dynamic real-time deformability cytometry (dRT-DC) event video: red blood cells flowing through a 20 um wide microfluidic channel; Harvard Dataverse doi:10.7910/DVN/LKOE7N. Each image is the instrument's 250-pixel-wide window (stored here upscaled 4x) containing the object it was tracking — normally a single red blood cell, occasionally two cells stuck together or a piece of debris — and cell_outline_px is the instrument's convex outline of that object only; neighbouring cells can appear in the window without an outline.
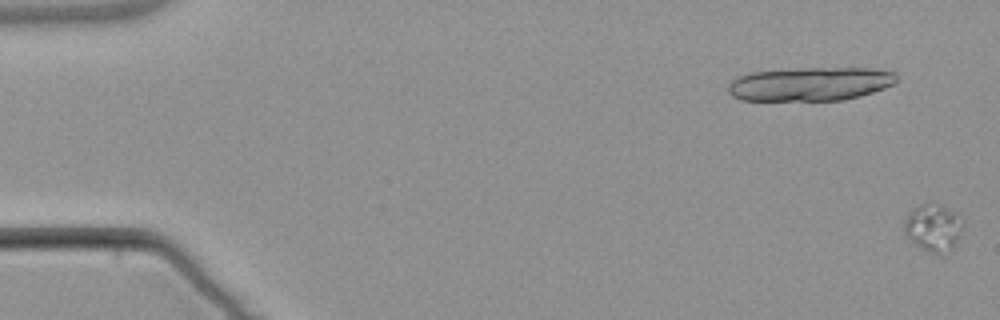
{"species": "common noctule bat (a hibernating species)", "species_latin": "Nyctalus noctula", "temperature_condition": "warm", "stored_images_in_passage": 5, "camera_frame_rate_fps": 3000, "um_per_image_px": 0.085, "animal": {"sex": "male", "body_mass_g": 21.5, "forearm_length_mm": 52.0}, "frame": {"image": 1, "passage_image": 1, "time_ms": 0.0, "image_size_px": [1000, 320], "cell_outline_px": [[964, 220], [956, 244], [944, 256], [932, 252], [916, 244], [904, 232], [904, 220], [908, 212], [912, 208], [920, 204], [940, 204], [956, 212]], "centroid_in_image_um": [79.35, 19.33], "position_along_channel_um": 5.6, "area_um2": 16.18}}
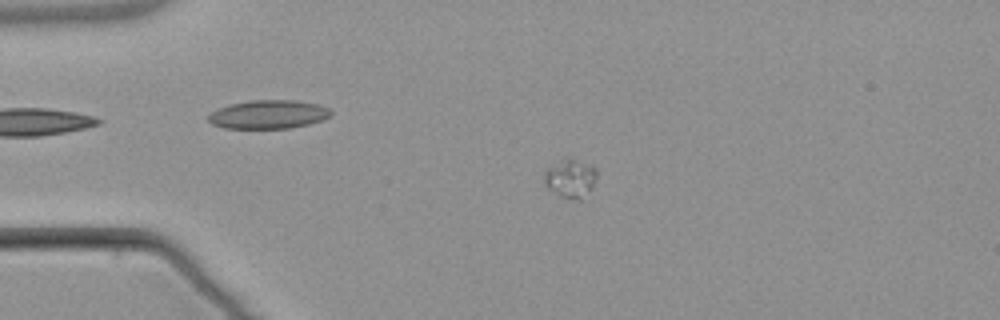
{"frame": {"image": 2, "passage_image": 4, "time_ms": 4.333, "image_size_px": [1000, 320], "cell_outline_px": [[596, 176], [592, 184], [580, 200], [576, 200], [560, 196], [548, 188], [544, 184], [544, 172], [552, 164], [564, 156], [572, 156], [592, 164], [596, 168]], "centroid_in_image_um": [48.46, 15.07], "position_along_channel_um": 36.5, "area_um2": 12.02}}